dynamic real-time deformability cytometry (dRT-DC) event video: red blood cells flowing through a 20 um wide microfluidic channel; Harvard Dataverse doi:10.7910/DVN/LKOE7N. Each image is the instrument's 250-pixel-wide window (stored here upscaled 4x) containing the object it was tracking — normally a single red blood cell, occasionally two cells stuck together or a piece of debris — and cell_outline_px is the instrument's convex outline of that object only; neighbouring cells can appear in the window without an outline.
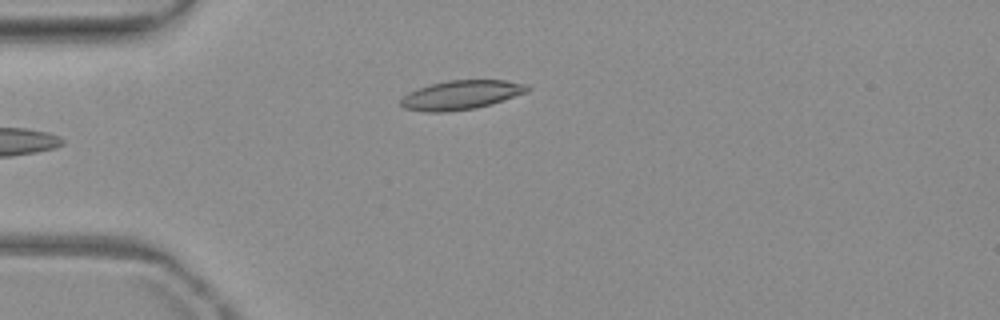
{"species": "common noctule bat (a hibernating species)", "species_latin": "Nyctalus noctula", "temperature_condition": "warm", "stored_images_in_passage": 6, "camera_frame_rate_fps": 3000, "um_per_image_px": 0.085, "animal": {"sex": "female", "body_mass_g": 19.3, "forearm_length_mm": 54.1}, "frame": {"image": 1, "passage_image": 6, "time_ms": 6.0, "image_size_px": [1000, 320], "cell_outline_px": [[532, 88], [528, 92], [492, 104], [476, 108], [448, 112], [424, 112], [404, 108], [400, 104], [400, 100], [408, 92], [432, 84], [448, 80], [504, 80], [528, 84]], "centroid_in_image_um": [39.23, 8.08], "position_along_channel_um": 45.8, "area_um2": 21.62}}